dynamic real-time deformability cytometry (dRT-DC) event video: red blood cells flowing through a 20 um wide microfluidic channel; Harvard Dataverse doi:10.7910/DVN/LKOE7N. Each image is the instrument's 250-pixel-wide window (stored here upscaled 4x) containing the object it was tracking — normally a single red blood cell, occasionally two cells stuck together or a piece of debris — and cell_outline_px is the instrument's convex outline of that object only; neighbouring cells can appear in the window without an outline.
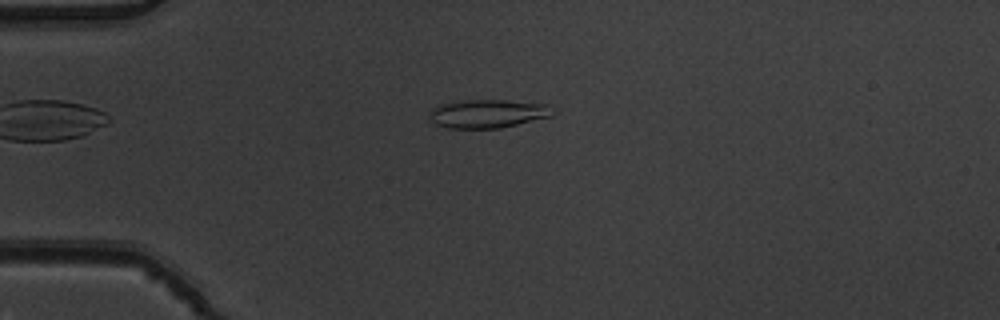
{"species": "common noctule bat (a hibernating species)", "species_latin": "Nyctalus noctula", "temperature_condition": "warm", "stored_images_in_passage": 8, "camera_frame_rate_fps": 3000, "um_per_image_px": 0.085, "animal": {"sex": "male", "body_mass_g": 19.5, "forearm_length_mm": 54.6}, "frame": {"image": 1, "passage_image": 4, "time_ms": 1.0, "image_size_px": [1000, 320], "cell_outline_px": [[556, 112], [552, 116], [500, 128], [448, 128], [436, 124], [432, 120], [428, 112], [432, 108], [440, 104], [468, 100], [504, 100], [548, 104], [556, 108]], "centroid_in_image_um": [41.52, 9.65], "position_along_channel_um": 43.5, "area_um2": 20.52}}
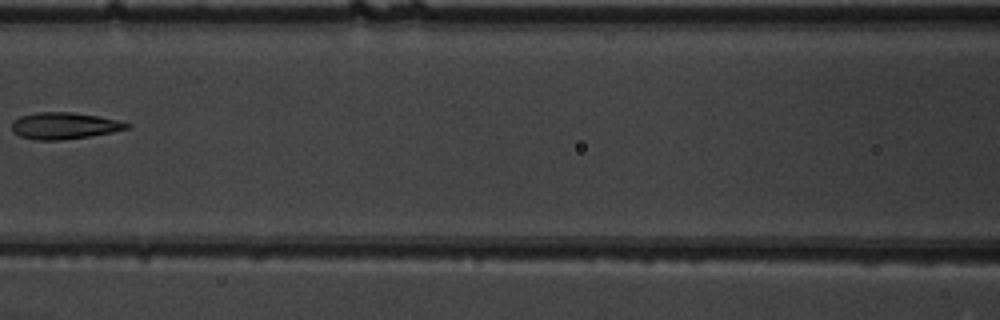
{"frame": {"image": 2, "passage_image": 7, "time_ms": 2.0, "image_size_px": [1000, 320], "cell_outline_px": [[132, 124], [128, 128], [112, 132], [64, 140], [36, 140], [20, 136], [12, 132], [12, 120], [20, 116], [36, 112], [72, 112], [120, 120]], "centroid_in_image_um": [5.44, 10.68], "position_along_channel_um": 161.2, "area_um2": 17.92}}
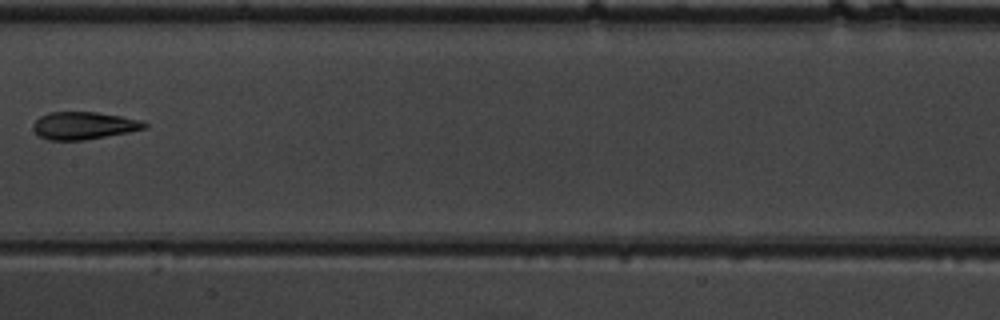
{"frame": {"image": 3, "passage_image": 8, "time_ms": 2.333, "image_size_px": [1000, 320], "cell_outline_px": [[148, 128], [128, 132], [84, 140], [48, 140], [40, 136], [32, 128], [32, 124], [40, 116], [48, 112], [96, 112], [144, 120], [148, 124]], "centroid_in_image_um": [7.14, 10.67], "position_along_channel_um": 200.3, "area_um2": 17.92}}